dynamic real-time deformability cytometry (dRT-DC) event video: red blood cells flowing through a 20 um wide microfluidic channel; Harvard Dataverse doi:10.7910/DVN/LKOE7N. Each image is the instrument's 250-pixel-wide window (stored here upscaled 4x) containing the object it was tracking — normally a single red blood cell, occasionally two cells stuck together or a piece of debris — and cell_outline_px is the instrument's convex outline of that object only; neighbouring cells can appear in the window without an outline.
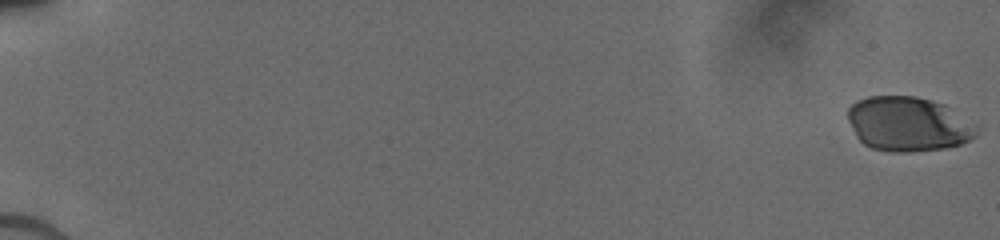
{"species": "human", "species_latin": "Homo sapiens", "temperature_condition": "cold", "stored_images_in_passage": 41, "camera_frame_rate_fps": 3000, "um_per_image_px": 0.085, "donor": {"sex": "male"}, "frame": {"image": 1, "passage_image": 1, "time_ms": 0.0, "image_size_px": [1000, 240], "cell_outline_px": [[976, 136], [960, 144], [944, 148], [912, 152], [892, 152], [872, 148], [864, 144], [856, 136], [848, 120], [848, 108], [856, 100], [868, 96], [916, 96], [944, 104], [976, 124]], "centroid_in_image_um": [77.18, 10.54], "position_along_channel_um": 7.8, "area_um2": 40.92}}
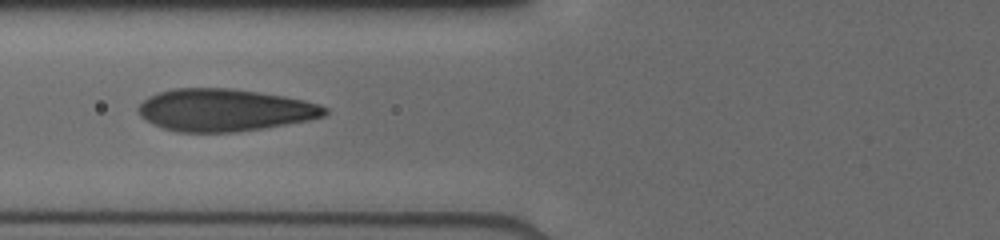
{"frame": {"image": 2, "passage_image": 25, "time_ms": 7.667, "image_size_px": [1000, 240], "cell_outline_px": [[328, 112], [324, 116], [308, 120], [264, 128], [236, 132], [176, 132], [152, 124], [140, 116], [136, 108], [148, 96], [172, 88], [232, 88], [260, 92], [284, 96], [304, 100], [320, 104], [328, 108]], "centroid_in_image_um": [19.07, 9.35], "position_along_channel_um": 106.7, "area_um2": 46.18}}
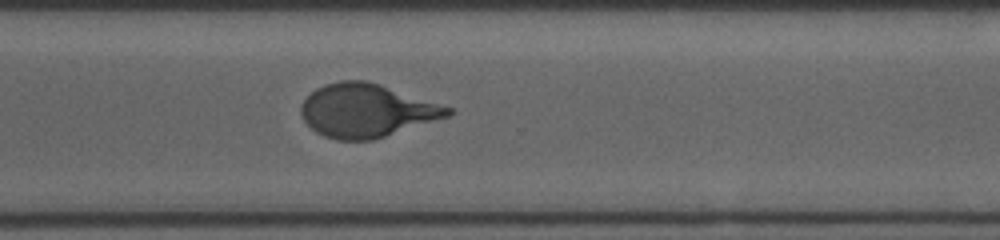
{"frame": {"image": 3, "passage_image": 41, "time_ms": 13.333, "image_size_px": [1000, 240], "cell_outline_px": [[456, 112], [448, 116], [372, 140], [336, 140], [324, 136], [316, 132], [304, 120], [300, 112], [300, 104], [316, 88], [324, 84], [340, 80], [364, 80], [380, 84], [452, 108]], "centroid_in_image_um": [31.13, 9.39], "position_along_channel_um": 339.5, "area_um2": 45.26}}